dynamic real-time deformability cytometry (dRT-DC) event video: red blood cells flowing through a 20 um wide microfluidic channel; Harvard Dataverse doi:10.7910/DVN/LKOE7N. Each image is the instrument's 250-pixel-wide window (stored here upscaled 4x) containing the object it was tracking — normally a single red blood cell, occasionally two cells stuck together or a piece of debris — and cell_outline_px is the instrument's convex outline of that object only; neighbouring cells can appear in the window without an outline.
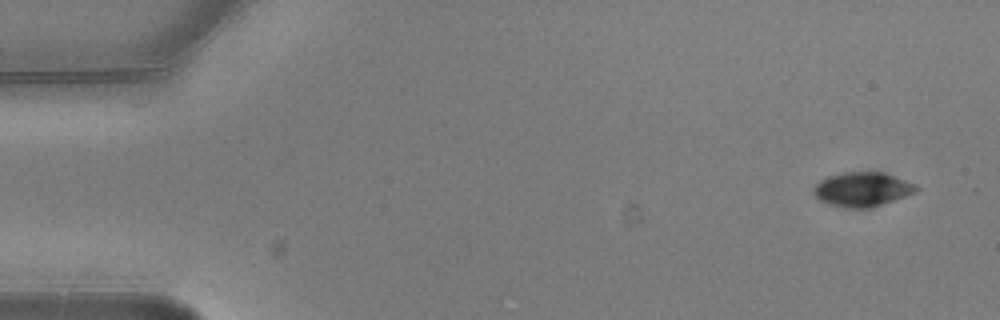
{"species": "common noctule bat (a hibernating species)", "species_latin": "Nyctalus noctula", "temperature_condition": "warm", "stored_images_in_passage": 2, "camera_frame_rate_fps": 3000, "um_per_image_px": 0.085, "animal": {"sex": "male", "body_mass_g": 20.5, "forearm_length_mm": 52.5}, "frame": {"image": 1, "passage_image": 2, "time_ms": 0.333, "image_size_px": [1000, 320], "cell_outline_px": [[920, 188], [916, 192], [872, 208], [844, 208], [828, 204], [820, 200], [812, 192], [812, 188], [820, 180], [828, 176], [844, 172], [884, 172], [916, 184]], "centroid_in_image_um": [73.29, 16.1], "position_along_channel_um": 11.7, "area_um2": 20.69}}